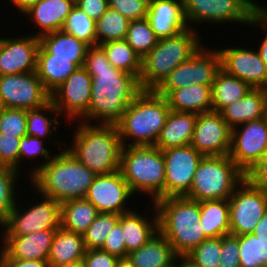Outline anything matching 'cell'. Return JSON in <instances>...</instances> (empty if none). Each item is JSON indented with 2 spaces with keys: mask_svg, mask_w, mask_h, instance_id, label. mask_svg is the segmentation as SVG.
I'll use <instances>...</instances> for the list:
<instances>
[{
  "mask_svg": "<svg viewBox=\"0 0 267 267\" xmlns=\"http://www.w3.org/2000/svg\"><path fill=\"white\" fill-rule=\"evenodd\" d=\"M56 229L23 236H3L0 252L5 259L48 260Z\"/></svg>",
  "mask_w": 267,
  "mask_h": 267,
  "instance_id": "obj_20",
  "label": "cell"
},
{
  "mask_svg": "<svg viewBox=\"0 0 267 267\" xmlns=\"http://www.w3.org/2000/svg\"><path fill=\"white\" fill-rule=\"evenodd\" d=\"M267 89H251L244 97L224 107L219 113L234 128L265 117Z\"/></svg>",
  "mask_w": 267,
  "mask_h": 267,
  "instance_id": "obj_23",
  "label": "cell"
},
{
  "mask_svg": "<svg viewBox=\"0 0 267 267\" xmlns=\"http://www.w3.org/2000/svg\"><path fill=\"white\" fill-rule=\"evenodd\" d=\"M146 19L158 39L173 37L188 28L183 0H150Z\"/></svg>",
  "mask_w": 267,
  "mask_h": 267,
  "instance_id": "obj_21",
  "label": "cell"
},
{
  "mask_svg": "<svg viewBox=\"0 0 267 267\" xmlns=\"http://www.w3.org/2000/svg\"><path fill=\"white\" fill-rule=\"evenodd\" d=\"M253 234L267 247V211L255 227Z\"/></svg>",
  "mask_w": 267,
  "mask_h": 267,
  "instance_id": "obj_56",
  "label": "cell"
},
{
  "mask_svg": "<svg viewBox=\"0 0 267 267\" xmlns=\"http://www.w3.org/2000/svg\"><path fill=\"white\" fill-rule=\"evenodd\" d=\"M158 229L184 258L207 237L200 225V202L183 197L161 198L154 202Z\"/></svg>",
  "mask_w": 267,
  "mask_h": 267,
  "instance_id": "obj_4",
  "label": "cell"
},
{
  "mask_svg": "<svg viewBox=\"0 0 267 267\" xmlns=\"http://www.w3.org/2000/svg\"><path fill=\"white\" fill-rule=\"evenodd\" d=\"M197 114L170 110L155 146L160 150L191 144Z\"/></svg>",
  "mask_w": 267,
  "mask_h": 267,
  "instance_id": "obj_24",
  "label": "cell"
},
{
  "mask_svg": "<svg viewBox=\"0 0 267 267\" xmlns=\"http://www.w3.org/2000/svg\"><path fill=\"white\" fill-rule=\"evenodd\" d=\"M77 68L72 59L53 58L41 45L37 51L36 73L44 87L51 93Z\"/></svg>",
  "mask_w": 267,
  "mask_h": 267,
  "instance_id": "obj_29",
  "label": "cell"
},
{
  "mask_svg": "<svg viewBox=\"0 0 267 267\" xmlns=\"http://www.w3.org/2000/svg\"><path fill=\"white\" fill-rule=\"evenodd\" d=\"M2 42H3V38H2V36H1V37H0V49H1Z\"/></svg>",
  "mask_w": 267,
  "mask_h": 267,
  "instance_id": "obj_65",
  "label": "cell"
},
{
  "mask_svg": "<svg viewBox=\"0 0 267 267\" xmlns=\"http://www.w3.org/2000/svg\"><path fill=\"white\" fill-rule=\"evenodd\" d=\"M212 85L192 84L171 91L165 98L170 110L201 114L213 111Z\"/></svg>",
  "mask_w": 267,
  "mask_h": 267,
  "instance_id": "obj_27",
  "label": "cell"
},
{
  "mask_svg": "<svg viewBox=\"0 0 267 267\" xmlns=\"http://www.w3.org/2000/svg\"><path fill=\"white\" fill-rule=\"evenodd\" d=\"M40 45L53 58L72 59L78 67L84 66L85 56L89 45L78 40L73 35L59 30L39 38Z\"/></svg>",
  "mask_w": 267,
  "mask_h": 267,
  "instance_id": "obj_30",
  "label": "cell"
},
{
  "mask_svg": "<svg viewBox=\"0 0 267 267\" xmlns=\"http://www.w3.org/2000/svg\"><path fill=\"white\" fill-rule=\"evenodd\" d=\"M218 267H240L238 236L221 237V254Z\"/></svg>",
  "mask_w": 267,
  "mask_h": 267,
  "instance_id": "obj_49",
  "label": "cell"
},
{
  "mask_svg": "<svg viewBox=\"0 0 267 267\" xmlns=\"http://www.w3.org/2000/svg\"><path fill=\"white\" fill-rule=\"evenodd\" d=\"M154 205L153 218L149 219L143 217V214H138L137 211L131 210L122 213L119 222L122 225L124 242L128 253L138 250L141 246L145 245L158 229V213Z\"/></svg>",
  "mask_w": 267,
  "mask_h": 267,
  "instance_id": "obj_26",
  "label": "cell"
},
{
  "mask_svg": "<svg viewBox=\"0 0 267 267\" xmlns=\"http://www.w3.org/2000/svg\"><path fill=\"white\" fill-rule=\"evenodd\" d=\"M127 259L134 267H171L179 257L167 238L158 231L145 245L128 253Z\"/></svg>",
  "mask_w": 267,
  "mask_h": 267,
  "instance_id": "obj_25",
  "label": "cell"
},
{
  "mask_svg": "<svg viewBox=\"0 0 267 267\" xmlns=\"http://www.w3.org/2000/svg\"><path fill=\"white\" fill-rule=\"evenodd\" d=\"M188 27L157 45L142 59L139 83L142 90H155L174 68L186 62L202 46L201 37Z\"/></svg>",
  "mask_w": 267,
  "mask_h": 267,
  "instance_id": "obj_6",
  "label": "cell"
},
{
  "mask_svg": "<svg viewBox=\"0 0 267 267\" xmlns=\"http://www.w3.org/2000/svg\"><path fill=\"white\" fill-rule=\"evenodd\" d=\"M26 128L27 110L4 107L0 112V133L21 138Z\"/></svg>",
  "mask_w": 267,
  "mask_h": 267,
  "instance_id": "obj_45",
  "label": "cell"
},
{
  "mask_svg": "<svg viewBox=\"0 0 267 267\" xmlns=\"http://www.w3.org/2000/svg\"><path fill=\"white\" fill-rule=\"evenodd\" d=\"M191 81L190 75V58L178 65L163 80V82L154 90L158 95L166 97L171 91L189 86Z\"/></svg>",
  "mask_w": 267,
  "mask_h": 267,
  "instance_id": "obj_46",
  "label": "cell"
},
{
  "mask_svg": "<svg viewBox=\"0 0 267 267\" xmlns=\"http://www.w3.org/2000/svg\"><path fill=\"white\" fill-rule=\"evenodd\" d=\"M200 225L207 238L229 235L230 217L228 199L201 201Z\"/></svg>",
  "mask_w": 267,
  "mask_h": 267,
  "instance_id": "obj_31",
  "label": "cell"
},
{
  "mask_svg": "<svg viewBox=\"0 0 267 267\" xmlns=\"http://www.w3.org/2000/svg\"><path fill=\"white\" fill-rule=\"evenodd\" d=\"M113 67L138 79L142 70V59L125 40L109 41L100 45Z\"/></svg>",
  "mask_w": 267,
  "mask_h": 267,
  "instance_id": "obj_35",
  "label": "cell"
},
{
  "mask_svg": "<svg viewBox=\"0 0 267 267\" xmlns=\"http://www.w3.org/2000/svg\"><path fill=\"white\" fill-rule=\"evenodd\" d=\"M95 176L64 147L47 164L42 165L30 180L40 195L61 204L84 198Z\"/></svg>",
  "mask_w": 267,
  "mask_h": 267,
  "instance_id": "obj_2",
  "label": "cell"
},
{
  "mask_svg": "<svg viewBox=\"0 0 267 267\" xmlns=\"http://www.w3.org/2000/svg\"><path fill=\"white\" fill-rule=\"evenodd\" d=\"M240 267H267V247L253 233L238 236Z\"/></svg>",
  "mask_w": 267,
  "mask_h": 267,
  "instance_id": "obj_40",
  "label": "cell"
},
{
  "mask_svg": "<svg viewBox=\"0 0 267 267\" xmlns=\"http://www.w3.org/2000/svg\"><path fill=\"white\" fill-rule=\"evenodd\" d=\"M32 207L20 211L18 203L10 212L6 221L0 226L3 236H23L34 232L60 227V203L52 198L41 196Z\"/></svg>",
  "mask_w": 267,
  "mask_h": 267,
  "instance_id": "obj_11",
  "label": "cell"
},
{
  "mask_svg": "<svg viewBox=\"0 0 267 267\" xmlns=\"http://www.w3.org/2000/svg\"><path fill=\"white\" fill-rule=\"evenodd\" d=\"M39 37L32 34L22 37L3 38L0 49V76L36 71Z\"/></svg>",
  "mask_w": 267,
  "mask_h": 267,
  "instance_id": "obj_19",
  "label": "cell"
},
{
  "mask_svg": "<svg viewBox=\"0 0 267 267\" xmlns=\"http://www.w3.org/2000/svg\"><path fill=\"white\" fill-rule=\"evenodd\" d=\"M221 69L238 77L253 89H267V68L258 51L243 47L218 49Z\"/></svg>",
  "mask_w": 267,
  "mask_h": 267,
  "instance_id": "obj_18",
  "label": "cell"
},
{
  "mask_svg": "<svg viewBox=\"0 0 267 267\" xmlns=\"http://www.w3.org/2000/svg\"><path fill=\"white\" fill-rule=\"evenodd\" d=\"M109 7L123 16L132 20L146 18L148 12V0H108Z\"/></svg>",
  "mask_w": 267,
  "mask_h": 267,
  "instance_id": "obj_48",
  "label": "cell"
},
{
  "mask_svg": "<svg viewBox=\"0 0 267 267\" xmlns=\"http://www.w3.org/2000/svg\"><path fill=\"white\" fill-rule=\"evenodd\" d=\"M95 25L96 21L75 5L67 16L62 30L89 46H94L97 45Z\"/></svg>",
  "mask_w": 267,
  "mask_h": 267,
  "instance_id": "obj_39",
  "label": "cell"
},
{
  "mask_svg": "<svg viewBox=\"0 0 267 267\" xmlns=\"http://www.w3.org/2000/svg\"><path fill=\"white\" fill-rule=\"evenodd\" d=\"M19 137L0 133V166L19 170Z\"/></svg>",
  "mask_w": 267,
  "mask_h": 267,
  "instance_id": "obj_47",
  "label": "cell"
},
{
  "mask_svg": "<svg viewBox=\"0 0 267 267\" xmlns=\"http://www.w3.org/2000/svg\"><path fill=\"white\" fill-rule=\"evenodd\" d=\"M181 267H193L184 258H181Z\"/></svg>",
  "mask_w": 267,
  "mask_h": 267,
  "instance_id": "obj_61",
  "label": "cell"
},
{
  "mask_svg": "<svg viewBox=\"0 0 267 267\" xmlns=\"http://www.w3.org/2000/svg\"><path fill=\"white\" fill-rule=\"evenodd\" d=\"M266 150L267 120L265 117L232 128L229 157L244 174Z\"/></svg>",
  "mask_w": 267,
  "mask_h": 267,
  "instance_id": "obj_15",
  "label": "cell"
},
{
  "mask_svg": "<svg viewBox=\"0 0 267 267\" xmlns=\"http://www.w3.org/2000/svg\"><path fill=\"white\" fill-rule=\"evenodd\" d=\"M91 88L92 77L84 67H79L50 93L51 102L69 121L81 120L88 112Z\"/></svg>",
  "mask_w": 267,
  "mask_h": 267,
  "instance_id": "obj_14",
  "label": "cell"
},
{
  "mask_svg": "<svg viewBox=\"0 0 267 267\" xmlns=\"http://www.w3.org/2000/svg\"><path fill=\"white\" fill-rule=\"evenodd\" d=\"M101 249L111 255L118 257L119 259L127 258V250L123 237V229L119 221L107 235L103 247Z\"/></svg>",
  "mask_w": 267,
  "mask_h": 267,
  "instance_id": "obj_50",
  "label": "cell"
},
{
  "mask_svg": "<svg viewBox=\"0 0 267 267\" xmlns=\"http://www.w3.org/2000/svg\"><path fill=\"white\" fill-rule=\"evenodd\" d=\"M245 179L253 186L267 193V150L245 173Z\"/></svg>",
  "mask_w": 267,
  "mask_h": 267,
  "instance_id": "obj_51",
  "label": "cell"
},
{
  "mask_svg": "<svg viewBox=\"0 0 267 267\" xmlns=\"http://www.w3.org/2000/svg\"><path fill=\"white\" fill-rule=\"evenodd\" d=\"M131 197L133 198L134 194L118 170L107 175H96L84 198L90 201L99 213L122 214L133 210L126 205Z\"/></svg>",
  "mask_w": 267,
  "mask_h": 267,
  "instance_id": "obj_17",
  "label": "cell"
},
{
  "mask_svg": "<svg viewBox=\"0 0 267 267\" xmlns=\"http://www.w3.org/2000/svg\"><path fill=\"white\" fill-rule=\"evenodd\" d=\"M244 179L245 174L229 155L204 156L184 197L198 202L229 199Z\"/></svg>",
  "mask_w": 267,
  "mask_h": 267,
  "instance_id": "obj_8",
  "label": "cell"
},
{
  "mask_svg": "<svg viewBox=\"0 0 267 267\" xmlns=\"http://www.w3.org/2000/svg\"><path fill=\"white\" fill-rule=\"evenodd\" d=\"M99 214L97 208L85 198L73 199L60 204V227L83 234Z\"/></svg>",
  "mask_w": 267,
  "mask_h": 267,
  "instance_id": "obj_32",
  "label": "cell"
},
{
  "mask_svg": "<svg viewBox=\"0 0 267 267\" xmlns=\"http://www.w3.org/2000/svg\"><path fill=\"white\" fill-rule=\"evenodd\" d=\"M169 112L165 97L143 90L116 123L122 146H155Z\"/></svg>",
  "mask_w": 267,
  "mask_h": 267,
  "instance_id": "obj_5",
  "label": "cell"
},
{
  "mask_svg": "<svg viewBox=\"0 0 267 267\" xmlns=\"http://www.w3.org/2000/svg\"><path fill=\"white\" fill-rule=\"evenodd\" d=\"M47 112L50 114L49 117ZM54 116L60 117L61 115L51 101L41 108L27 110V135L35 136L39 139L46 137L52 140L53 132L59 128L56 125L59 120Z\"/></svg>",
  "mask_w": 267,
  "mask_h": 267,
  "instance_id": "obj_36",
  "label": "cell"
},
{
  "mask_svg": "<svg viewBox=\"0 0 267 267\" xmlns=\"http://www.w3.org/2000/svg\"><path fill=\"white\" fill-rule=\"evenodd\" d=\"M165 160V198L185 196L204 157L190 144L162 150Z\"/></svg>",
  "mask_w": 267,
  "mask_h": 267,
  "instance_id": "obj_13",
  "label": "cell"
},
{
  "mask_svg": "<svg viewBox=\"0 0 267 267\" xmlns=\"http://www.w3.org/2000/svg\"><path fill=\"white\" fill-rule=\"evenodd\" d=\"M50 267H83L82 262H78L75 264L61 265V266H50Z\"/></svg>",
  "mask_w": 267,
  "mask_h": 267,
  "instance_id": "obj_59",
  "label": "cell"
},
{
  "mask_svg": "<svg viewBox=\"0 0 267 267\" xmlns=\"http://www.w3.org/2000/svg\"><path fill=\"white\" fill-rule=\"evenodd\" d=\"M83 67L92 77V88L88 112L79 121L116 124L143 91L139 79L113 67L100 45L89 46Z\"/></svg>",
  "mask_w": 267,
  "mask_h": 267,
  "instance_id": "obj_1",
  "label": "cell"
},
{
  "mask_svg": "<svg viewBox=\"0 0 267 267\" xmlns=\"http://www.w3.org/2000/svg\"><path fill=\"white\" fill-rule=\"evenodd\" d=\"M251 89L246 82L221 69L211 86L213 111L220 112L224 107L244 97Z\"/></svg>",
  "mask_w": 267,
  "mask_h": 267,
  "instance_id": "obj_33",
  "label": "cell"
},
{
  "mask_svg": "<svg viewBox=\"0 0 267 267\" xmlns=\"http://www.w3.org/2000/svg\"><path fill=\"white\" fill-rule=\"evenodd\" d=\"M8 267H50L46 260L6 259Z\"/></svg>",
  "mask_w": 267,
  "mask_h": 267,
  "instance_id": "obj_55",
  "label": "cell"
},
{
  "mask_svg": "<svg viewBox=\"0 0 267 267\" xmlns=\"http://www.w3.org/2000/svg\"><path fill=\"white\" fill-rule=\"evenodd\" d=\"M171 267H181V258H179L178 261Z\"/></svg>",
  "mask_w": 267,
  "mask_h": 267,
  "instance_id": "obj_62",
  "label": "cell"
},
{
  "mask_svg": "<svg viewBox=\"0 0 267 267\" xmlns=\"http://www.w3.org/2000/svg\"><path fill=\"white\" fill-rule=\"evenodd\" d=\"M121 214L99 213L82 234L86 250L101 249L107 235L119 221Z\"/></svg>",
  "mask_w": 267,
  "mask_h": 267,
  "instance_id": "obj_41",
  "label": "cell"
},
{
  "mask_svg": "<svg viewBox=\"0 0 267 267\" xmlns=\"http://www.w3.org/2000/svg\"><path fill=\"white\" fill-rule=\"evenodd\" d=\"M43 141L42 139H39L38 137L35 136H22L20 139V144H19V169L20 171L22 170L20 166H22L23 161H25V159H29L32 160L33 158H36L39 156H41L44 161H42L43 163H39V165L37 164L34 168L32 167V172L29 176L32 177L41 167L42 165L47 164L52 158L51 157V152H49V150L47 148H45L43 146Z\"/></svg>",
  "mask_w": 267,
  "mask_h": 267,
  "instance_id": "obj_44",
  "label": "cell"
},
{
  "mask_svg": "<svg viewBox=\"0 0 267 267\" xmlns=\"http://www.w3.org/2000/svg\"><path fill=\"white\" fill-rule=\"evenodd\" d=\"M264 7L265 6H263L262 10L250 21L249 25L252 27L254 25L257 27L258 25L264 33H266L257 51L267 68V7Z\"/></svg>",
  "mask_w": 267,
  "mask_h": 267,
  "instance_id": "obj_54",
  "label": "cell"
},
{
  "mask_svg": "<svg viewBox=\"0 0 267 267\" xmlns=\"http://www.w3.org/2000/svg\"><path fill=\"white\" fill-rule=\"evenodd\" d=\"M119 258L102 249L86 250L83 267H116Z\"/></svg>",
  "mask_w": 267,
  "mask_h": 267,
  "instance_id": "obj_52",
  "label": "cell"
},
{
  "mask_svg": "<svg viewBox=\"0 0 267 267\" xmlns=\"http://www.w3.org/2000/svg\"><path fill=\"white\" fill-rule=\"evenodd\" d=\"M75 6L74 0H40L24 13L33 20L40 31L32 34L36 37L62 30L67 16Z\"/></svg>",
  "mask_w": 267,
  "mask_h": 267,
  "instance_id": "obj_22",
  "label": "cell"
},
{
  "mask_svg": "<svg viewBox=\"0 0 267 267\" xmlns=\"http://www.w3.org/2000/svg\"><path fill=\"white\" fill-rule=\"evenodd\" d=\"M125 41L143 59L157 45L158 37L144 18L130 21Z\"/></svg>",
  "mask_w": 267,
  "mask_h": 267,
  "instance_id": "obj_38",
  "label": "cell"
},
{
  "mask_svg": "<svg viewBox=\"0 0 267 267\" xmlns=\"http://www.w3.org/2000/svg\"><path fill=\"white\" fill-rule=\"evenodd\" d=\"M202 46L190 57V85H213L217 73L221 70V56L216 49Z\"/></svg>",
  "mask_w": 267,
  "mask_h": 267,
  "instance_id": "obj_34",
  "label": "cell"
},
{
  "mask_svg": "<svg viewBox=\"0 0 267 267\" xmlns=\"http://www.w3.org/2000/svg\"><path fill=\"white\" fill-rule=\"evenodd\" d=\"M232 128L219 112L197 114L191 146L203 156L229 155Z\"/></svg>",
  "mask_w": 267,
  "mask_h": 267,
  "instance_id": "obj_16",
  "label": "cell"
},
{
  "mask_svg": "<svg viewBox=\"0 0 267 267\" xmlns=\"http://www.w3.org/2000/svg\"><path fill=\"white\" fill-rule=\"evenodd\" d=\"M0 267H8L6 259L4 258L1 252H0Z\"/></svg>",
  "mask_w": 267,
  "mask_h": 267,
  "instance_id": "obj_60",
  "label": "cell"
},
{
  "mask_svg": "<svg viewBox=\"0 0 267 267\" xmlns=\"http://www.w3.org/2000/svg\"><path fill=\"white\" fill-rule=\"evenodd\" d=\"M79 122L73 134L72 146L67 150L96 175L120 170L123 146L116 124Z\"/></svg>",
  "mask_w": 267,
  "mask_h": 267,
  "instance_id": "obj_3",
  "label": "cell"
},
{
  "mask_svg": "<svg viewBox=\"0 0 267 267\" xmlns=\"http://www.w3.org/2000/svg\"><path fill=\"white\" fill-rule=\"evenodd\" d=\"M120 171L134 195H150L152 203L165 198V160L156 146H123Z\"/></svg>",
  "mask_w": 267,
  "mask_h": 267,
  "instance_id": "obj_7",
  "label": "cell"
},
{
  "mask_svg": "<svg viewBox=\"0 0 267 267\" xmlns=\"http://www.w3.org/2000/svg\"><path fill=\"white\" fill-rule=\"evenodd\" d=\"M75 5L95 21L109 8L108 0H77Z\"/></svg>",
  "mask_w": 267,
  "mask_h": 267,
  "instance_id": "obj_53",
  "label": "cell"
},
{
  "mask_svg": "<svg viewBox=\"0 0 267 267\" xmlns=\"http://www.w3.org/2000/svg\"><path fill=\"white\" fill-rule=\"evenodd\" d=\"M183 6L188 27L203 22L249 24L263 8L253 0H183Z\"/></svg>",
  "mask_w": 267,
  "mask_h": 267,
  "instance_id": "obj_9",
  "label": "cell"
},
{
  "mask_svg": "<svg viewBox=\"0 0 267 267\" xmlns=\"http://www.w3.org/2000/svg\"><path fill=\"white\" fill-rule=\"evenodd\" d=\"M221 237L207 238L188 253L184 259L193 267H218Z\"/></svg>",
  "mask_w": 267,
  "mask_h": 267,
  "instance_id": "obj_43",
  "label": "cell"
},
{
  "mask_svg": "<svg viewBox=\"0 0 267 267\" xmlns=\"http://www.w3.org/2000/svg\"><path fill=\"white\" fill-rule=\"evenodd\" d=\"M129 23L128 18L109 7L96 21L97 45L109 41L125 40Z\"/></svg>",
  "mask_w": 267,
  "mask_h": 267,
  "instance_id": "obj_37",
  "label": "cell"
},
{
  "mask_svg": "<svg viewBox=\"0 0 267 267\" xmlns=\"http://www.w3.org/2000/svg\"><path fill=\"white\" fill-rule=\"evenodd\" d=\"M230 235L253 233L267 211V193L244 179L228 199Z\"/></svg>",
  "mask_w": 267,
  "mask_h": 267,
  "instance_id": "obj_10",
  "label": "cell"
},
{
  "mask_svg": "<svg viewBox=\"0 0 267 267\" xmlns=\"http://www.w3.org/2000/svg\"><path fill=\"white\" fill-rule=\"evenodd\" d=\"M3 104H2V102H1V98H0V112L3 110Z\"/></svg>",
  "mask_w": 267,
  "mask_h": 267,
  "instance_id": "obj_63",
  "label": "cell"
},
{
  "mask_svg": "<svg viewBox=\"0 0 267 267\" xmlns=\"http://www.w3.org/2000/svg\"><path fill=\"white\" fill-rule=\"evenodd\" d=\"M39 1L40 0H9V2H11L14 7H17L16 9H18V11L22 14H24Z\"/></svg>",
  "mask_w": 267,
  "mask_h": 267,
  "instance_id": "obj_57",
  "label": "cell"
},
{
  "mask_svg": "<svg viewBox=\"0 0 267 267\" xmlns=\"http://www.w3.org/2000/svg\"><path fill=\"white\" fill-rule=\"evenodd\" d=\"M85 252L82 234L59 227L56 229L47 261L50 266L75 264L82 262Z\"/></svg>",
  "mask_w": 267,
  "mask_h": 267,
  "instance_id": "obj_28",
  "label": "cell"
},
{
  "mask_svg": "<svg viewBox=\"0 0 267 267\" xmlns=\"http://www.w3.org/2000/svg\"><path fill=\"white\" fill-rule=\"evenodd\" d=\"M0 98L5 108L37 109L51 101L36 71L0 76Z\"/></svg>",
  "mask_w": 267,
  "mask_h": 267,
  "instance_id": "obj_12",
  "label": "cell"
},
{
  "mask_svg": "<svg viewBox=\"0 0 267 267\" xmlns=\"http://www.w3.org/2000/svg\"><path fill=\"white\" fill-rule=\"evenodd\" d=\"M20 171L0 166V226L16 205V189ZM16 185V186H15Z\"/></svg>",
  "mask_w": 267,
  "mask_h": 267,
  "instance_id": "obj_42",
  "label": "cell"
},
{
  "mask_svg": "<svg viewBox=\"0 0 267 267\" xmlns=\"http://www.w3.org/2000/svg\"><path fill=\"white\" fill-rule=\"evenodd\" d=\"M116 267H134V265L127 259H119Z\"/></svg>",
  "mask_w": 267,
  "mask_h": 267,
  "instance_id": "obj_58",
  "label": "cell"
},
{
  "mask_svg": "<svg viewBox=\"0 0 267 267\" xmlns=\"http://www.w3.org/2000/svg\"><path fill=\"white\" fill-rule=\"evenodd\" d=\"M265 119L267 120V103H266V107H265Z\"/></svg>",
  "mask_w": 267,
  "mask_h": 267,
  "instance_id": "obj_64",
  "label": "cell"
}]
</instances>
